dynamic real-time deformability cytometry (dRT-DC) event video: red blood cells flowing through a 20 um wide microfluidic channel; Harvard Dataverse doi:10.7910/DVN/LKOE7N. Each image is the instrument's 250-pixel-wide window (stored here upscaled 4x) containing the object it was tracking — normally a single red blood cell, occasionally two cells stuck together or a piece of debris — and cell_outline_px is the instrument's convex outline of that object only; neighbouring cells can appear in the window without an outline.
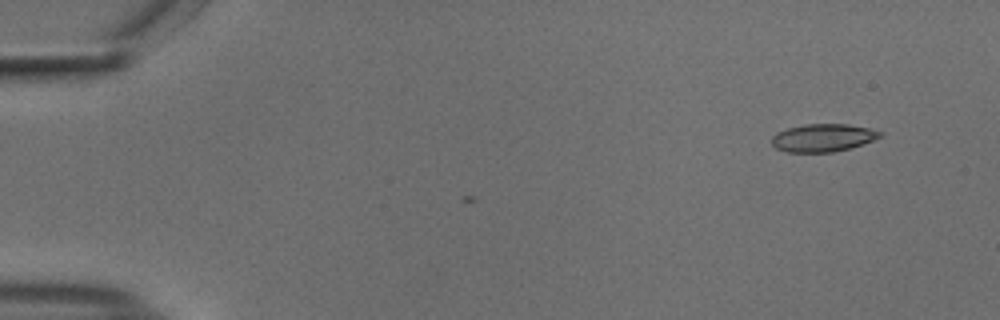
{"species": "common noctule bat (a hibernating species)", "species_latin": "Nyctalus noctula", "temperature_condition": "cold", "stored_images_in_passage": 4, "camera_frame_rate_fps": 3000, "um_per_image_px": 0.085, "animal": {"sex": "male", "body_mass_g": 18.8}, "frame": {"image": 1, "passage_image": 4, "time_ms": 1.0, "image_size_px": [1000, 320], "cell_outline_px": [[884, 132], [880, 136], [872, 140], [848, 148], [832, 152], [788, 152], [776, 148], [772, 144], [772, 136], [776, 132], [788, 128], [804, 124], [848, 124], [872, 128]], "centroid_in_image_um": [69.94, 11.69], "position_along_channel_um": 15.1, "area_um2": 17.46}}